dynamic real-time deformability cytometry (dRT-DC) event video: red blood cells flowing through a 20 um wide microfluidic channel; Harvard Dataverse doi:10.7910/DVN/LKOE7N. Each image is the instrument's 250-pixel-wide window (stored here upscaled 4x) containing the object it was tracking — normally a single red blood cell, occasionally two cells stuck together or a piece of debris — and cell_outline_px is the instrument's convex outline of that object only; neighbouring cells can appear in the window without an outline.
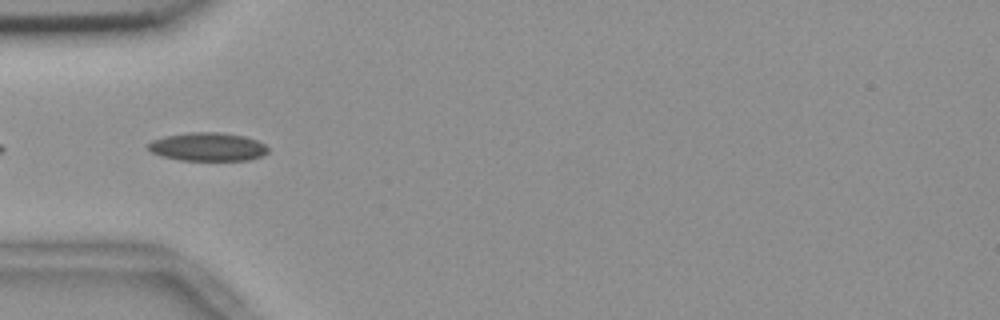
{"species": "common noctule bat (a hibernating species)", "species_latin": "Nyctalus noctula", "temperature_condition": "room temperature", "stored_images_in_passage": 6, "camera_frame_rate_fps": 3000, "um_per_image_px": 0.085, "animal": {"sex": "female", "body_mass_g": 18.4}, "frame": {"image": 1, "passage_image": 2, "time_ms": 0.333, "image_size_px": [1000, 320], "cell_outline_px": [[268, 152], [264, 156], [248, 160], [180, 160], [160, 156], [152, 152], [144, 144], [152, 140], [164, 136], [188, 132], [220, 132], [244, 136], [256, 140], [264, 144], [268, 148]], "centroid_in_image_um": [17.63, 12.48], "position_along_channel_um": 67.4, "area_um2": 20.06}}